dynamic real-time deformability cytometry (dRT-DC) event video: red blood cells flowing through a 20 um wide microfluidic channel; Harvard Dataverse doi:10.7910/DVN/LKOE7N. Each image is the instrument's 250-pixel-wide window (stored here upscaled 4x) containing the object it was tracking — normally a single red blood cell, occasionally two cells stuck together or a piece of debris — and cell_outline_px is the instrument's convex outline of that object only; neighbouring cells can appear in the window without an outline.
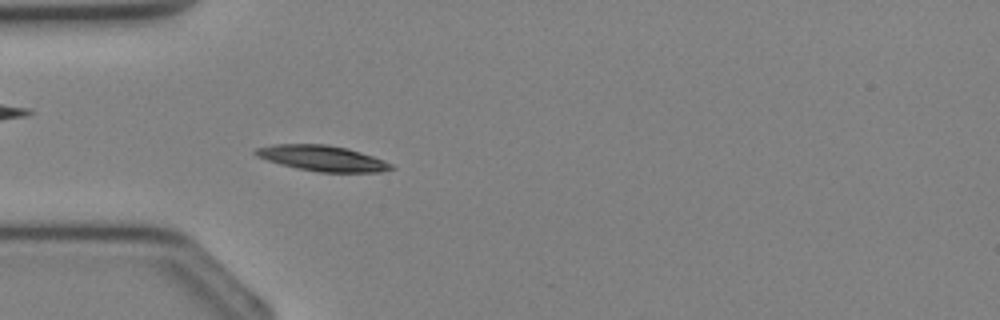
{"species": "Egyptian fruit bat (a non-hibernating species)", "species_latin": "Rousettus aegyptiacus", "temperature_condition": "cold", "stored_images_in_passage": 35, "camera_frame_rate_fps": 3000, "um_per_image_px": 0.085, "animal": {"sex": "female"}, "frame": {"image": 1, "passage_image": 10, "time_ms": 3.0, "image_size_px": [1000, 320], "cell_outline_px": [[396, 168], [380, 172], [320, 172], [280, 164], [256, 156], [252, 152], [256, 148], [272, 144], [328, 144], [348, 148], [384, 160], [392, 164]], "centroid_in_image_um": [27.4, 13.44], "position_along_channel_um": 57.6, "area_um2": 20.17}}
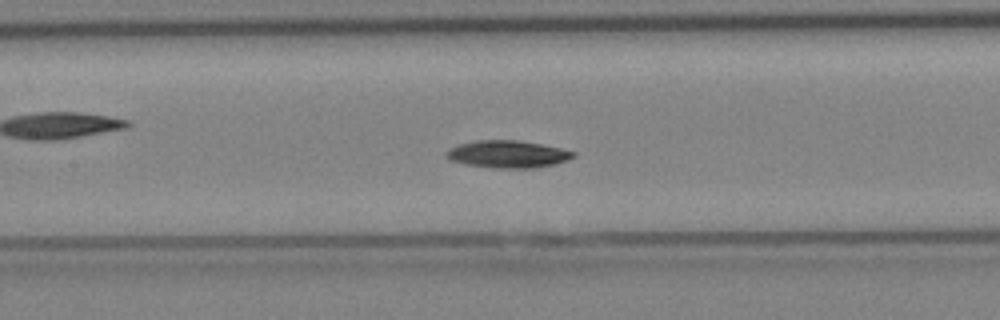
{"frame": {"image": 2, "passage_image": 16, "time_ms": 5.0, "image_size_px": [1000, 320], "cell_outline_px": [[576, 156], [568, 160], [552, 164], [532, 168], [496, 168], [464, 164], [448, 160], [448, 148], [460, 144], [476, 140], [520, 140], [560, 148], [576, 152]], "centroid_in_image_um": [43.16, 13.1], "position_along_channel_um": 164.2, "area_um2": 20.11}}
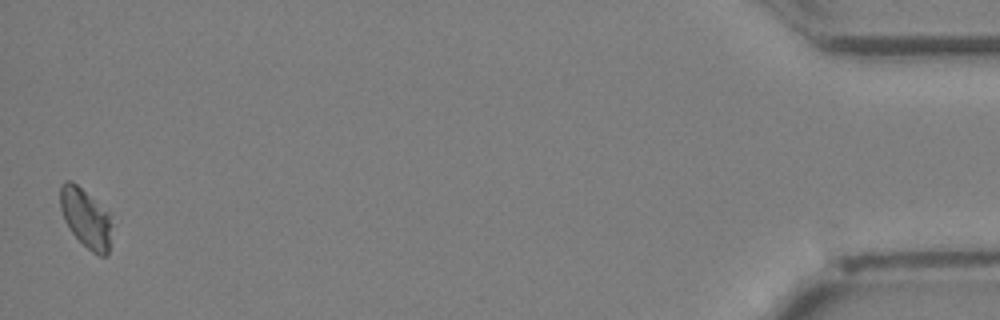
{"frame": {"image": 3, "passage_image": 35, "time_ms": 11.333, "image_size_px": [1000, 320], "cell_outline_px": [[112, 224], [108, 256], [100, 256], [92, 252], [72, 232], [64, 220], [60, 208], [60, 184], [68, 180], [72, 180], [108, 212]], "centroid_in_image_um": [7.29, 18.54], "position_along_channel_um": 427.9, "area_um2": 17.63}}